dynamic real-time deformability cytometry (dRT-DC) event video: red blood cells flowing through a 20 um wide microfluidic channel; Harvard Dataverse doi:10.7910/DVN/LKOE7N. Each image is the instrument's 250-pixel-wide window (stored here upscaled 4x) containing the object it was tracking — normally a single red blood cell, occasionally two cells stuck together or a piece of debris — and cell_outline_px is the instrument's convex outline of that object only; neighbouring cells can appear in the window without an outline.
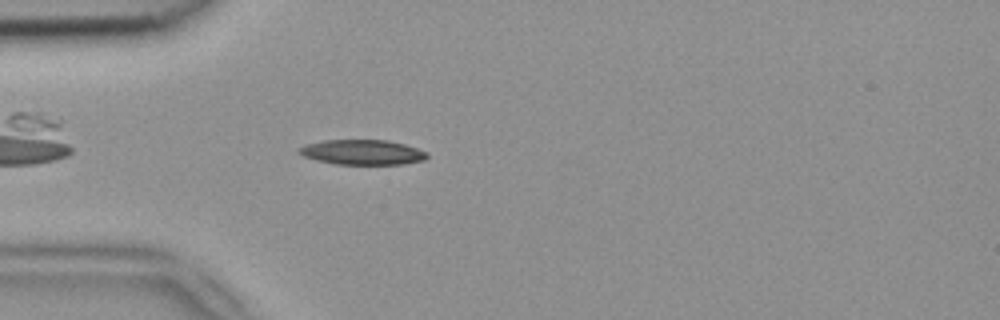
{"species": "common noctule bat (a hibernating species)", "species_latin": "Nyctalus noctula", "temperature_condition": "room temperature", "stored_images_in_passage": 41, "camera_frame_rate_fps": 3000, "um_per_image_px": 0.085, "animal": {"sex": "female", "body_mass_g": 18.4}, "frame": {"image": 1, "passage_image": 4, "time_ms": 1.0, "image_size_px": [1000, 320], "cell_outline_px": [[428, 156], [424, 160], [404, 164], [336, 164], [316, 160], [304, 156], [296, 152], [296, 148], [304, 144], [324, 140], [388, 140], [404, 144], [428, 152]], "centroid_in_image_um": [30.76, 12.93], "position_along_channel_um": 54.2, "area_um2": 18.79}}
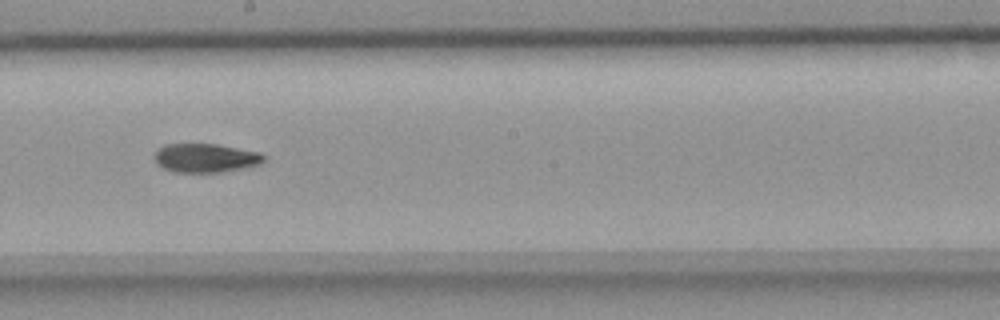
{"frame": {"image": 2, "passage_image": 18, "time_ms": 5.667, "image_size_px": [1000, 320], "cell_outline_px": [[264, 160], [260, 164], [220, 172], [176, 172], [164, 168], [156, 164], [156, 152], [164, 144], [216, 144], [260, 152], [264, 156]], "centroid_in_image_um": [17.47, 13.42], "position_along_channel_um": 230.7, "area_um2": 18.09}}
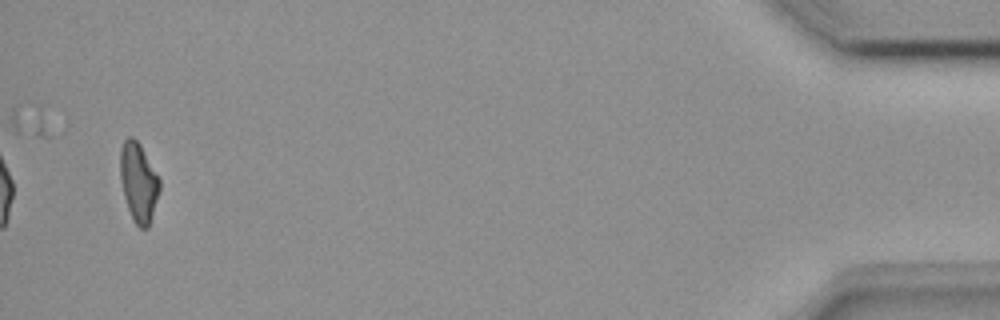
{"frame": {"image": 3, "passage_image": 39, "time_ms": 12.667, "image_size_px": [1000, 320], "cell_outline_px": [[160, 188], [152, 216], [148, 228], [140, 228], [136, 224], [128, 208], [124, 196], [120, 176], [120, 148], [124, 140], [128, 136], [132, 136], [140, 144], [160, 180]], "centroid_in_image_um": [11.76, 15.47], "position_along_channel_um": 423.4, "area_um2": 17.92}, "authors_computed_cell_mechanics": {"area_um2": 18.6694, "velocity_mm_per_s": 3.9422, "shape_relaxation_time_tau1_ms": 5.887, "shape_relaxation_time_tau2_ms": 5.4259, "deformation_change_tau1": 0.1831, "deformation_change_tau2": 0.1332}}